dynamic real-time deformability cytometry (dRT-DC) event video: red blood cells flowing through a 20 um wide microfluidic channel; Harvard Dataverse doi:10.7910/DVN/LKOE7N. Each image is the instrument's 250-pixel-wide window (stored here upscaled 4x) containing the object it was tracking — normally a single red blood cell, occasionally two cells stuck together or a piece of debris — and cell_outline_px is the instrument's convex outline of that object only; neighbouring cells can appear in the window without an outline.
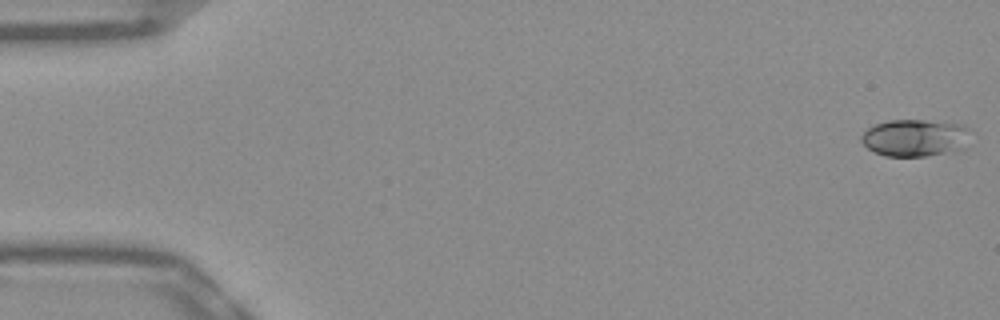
{"species": "Egyptian fruit bat (a non-hibernating species)", "species_latin": "Rousettus aegyptiacus", "temperature_condition": "warm", "stored_images_in_passage": 53, "camera_frame_rate_fps": 3000, "um_per_image_px": 0.085, "frame": {"image": 1, "passage_image": 1, "time_ms": 0.0, "image_size_px": [1000, 320], "cell_outline_px": [[968, 128], [964, 148], [924, 156], [884, 156], [872, 152], [860, 140], [860, 136], [868, 128], [876, 124], [888, 120], [924, 120], [964, 124]], "centroid_in_image_um": [77.71, 11.7], "position_along_channel_um": 7.3, "area_um2": 23.41}}
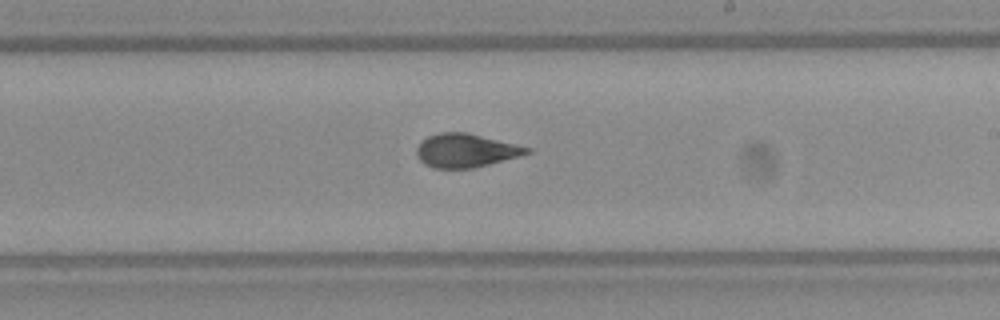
{"frame": {"image": 2, "passage_image": 31, "time_ms": 10.0, "image_size_px": [1000, 320], "cell_outline_px": [[532, 152], [520, 156], [472, 168], [432, 168], [424, 164], [420, 160], [416, 152], [416, 148], [420, 140], [428, 136], [440, 132], [468, 132], [532, 148]], "centroid_in_image_um": [39.57, 12.78], "position_along_channel_um": 249.4, "area_um2": 21.68}}
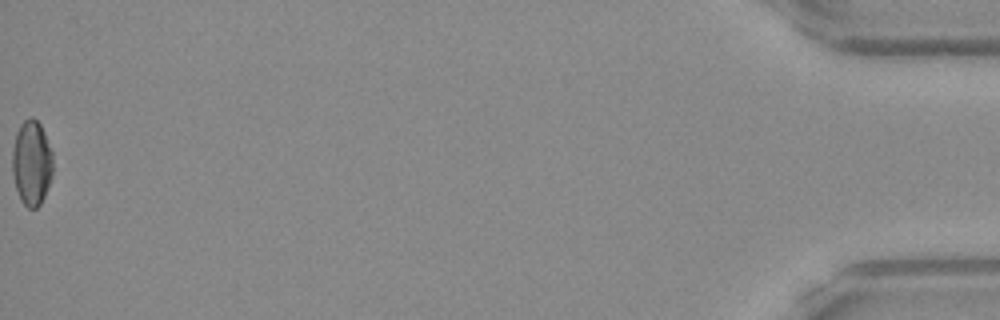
{"frame": {"image": 3, "passage_image": 53, "time_ms": 17.333, "image_size_px": [1000, 320], "cell_outline_px": [[52, 176], [44, 196], [40, 204], [36, 208], [28, 208], [20, 200], [12, 176], [12, 152], [16, 132], [20, 124], [28, 116], [32, 116], [40, 124], [44, 132], [52, 152]], "centroid_in_image_um": [2.67, 13.83], "position_along_channel_um": 432.5, "area_um2": 20.23}, "authors_computed_cell_mechanics": {"area_um2": 22.0218, "velocity_mm_per_s": 3.8618, "shape_relaxation_time_tau1_ms": 7.8176, "shape_relaxation_time_tau2_ms": 1.7198, "deformation_change_tau1": 0.1807, "deformation_change_tau2": 0.0789}}